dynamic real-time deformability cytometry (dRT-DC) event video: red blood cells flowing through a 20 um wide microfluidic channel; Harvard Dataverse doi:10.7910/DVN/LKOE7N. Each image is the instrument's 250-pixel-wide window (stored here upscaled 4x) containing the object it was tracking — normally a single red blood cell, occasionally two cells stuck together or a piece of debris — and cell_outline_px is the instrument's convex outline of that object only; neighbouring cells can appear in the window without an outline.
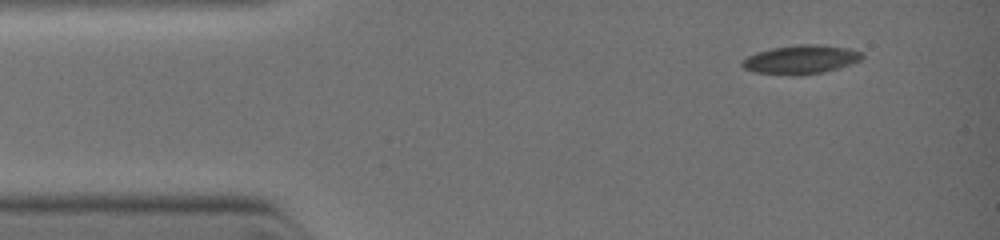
{"species": "common noctule bat (a hibernating species)", "species_latin": "Nyctalus noctula", "temperature_condition": "warm", "stored_images_in_passage": 9, "camera_frame_rate_fps": 3000, "um_per_image_px": 0.085, "animal": {"sex": "female", "body_mass_g": 19.0, "forearm_length_mm": 51.5}, "frame": {"image": 1, "passage_image": 1, "time_ms": 0.0, "image_size_px": [1000, 240], "cell_outline_px": [[864, 56], [860, 60], [852, 64], [824, 72], [800, 76], [792, 76], [756, 72], [744, 68], [740, 64], [740, 60], [756, 52], [772, 48], [800, 44], [816, 44], [848, 48], [864, 52]], "centroid_in_image_um": [68.08, 5.07], "position_along_channel_um": 16.9, "area_um2": 20.4}}
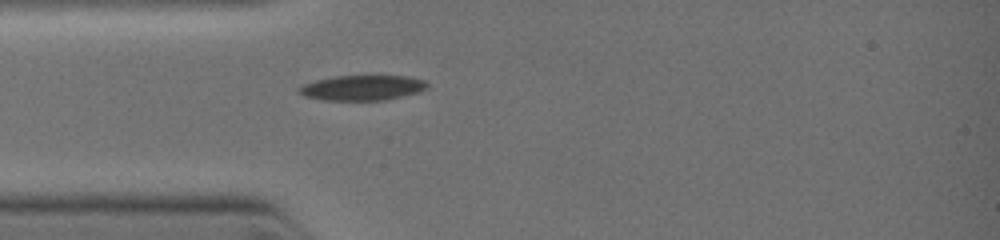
{"frame": {"image": 2, "passage_image": 7, "time_ms": 2.0, "image_size_px": [1000, 240], "cell_outline_px": [[428, 84], [424, 88], [416, 92], [388, 100], [320, 100], [304, 96], [296, 92], [296, 88], [304, 84], [316, 80], [336, 76], [404, 76], [424, 80]], "centroid_in_image_um": [30.7, 7.47], "position_along_channel_um": 54.3, "area_um2": 18.67}}
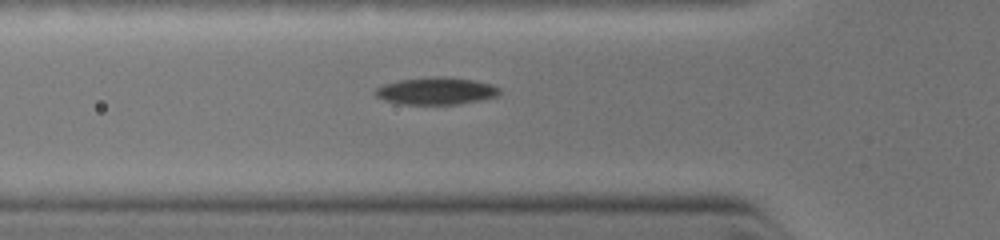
{"frame": {"image": 3, "passage_image": 9, "time_ms": 2.667, "image_size_px": [1000, 240], "cell_outline_px": [[500, 92], [496, 96], [480, 100], [452, 104], [400, 104], [384, 100], [376, 96], [376, 88], [384, 84], [400, 80], [472, 80], [488, 84], [500, 88]], "centroid_in_image_um": [37.03, 7.79], "position_along_channel_um": 88.8, "area_um2": 18.21}}